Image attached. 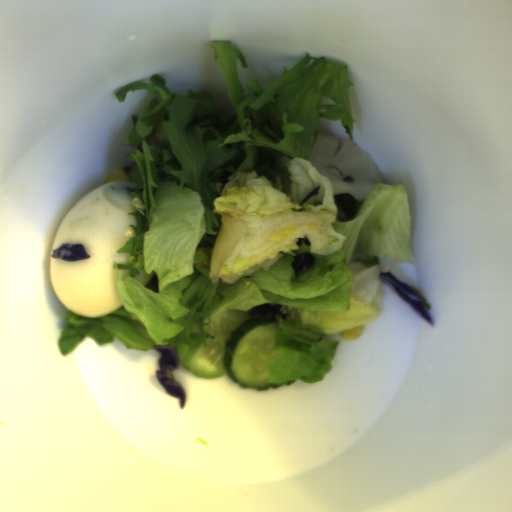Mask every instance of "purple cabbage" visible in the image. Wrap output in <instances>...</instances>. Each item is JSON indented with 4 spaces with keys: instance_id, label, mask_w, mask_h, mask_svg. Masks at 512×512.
Returning <instances> with one entry per match:
<instances>
[{
    "instance_id": "purple-cabbage-1",
    "label": "purple cabbage",
    "mask_w": 512,
    "mask_h": 512,
    "mask_svg": "<svg viewBox=\"0 0 512 512\" xmlns=\"http://www.w3.org/2000/svg\"><path fill=\"white\" fill-rule=\"evenodd\" d=\"M153 350L159 353L155 377L164 390L179 401V406L184 409L187 398L182 385L175 379L174 372L179 361L172 347L166 344H156Z\"/></svg>"
},
{
    "instance_id": "purple-cabbage-2",
    "label": "purple cabbage",
    "mask_w": 512,
    "mask_h": 512,
    "mask_svg": "<svg viewBox=\"0 0 512 512\" xmlns=\"http://www.w3.org/2000/svg\"><path fill=\"white\" fill-rule=\"evenodd\" d=\"M378 278L388 286L394 293L403 299L409 306H411L417 313H419L425 320L432 324V320L425 308L424 302L426 299L421 298L416 294L408 285L398 280L390 272H381Z\"/></svg>"
},
{
    "instance_id": "purple-cabbage-3",
    "label": "purple cabbage",
    "mask_w": 512,
    "mask_h": 512,
    "mask_svg": "<svg viewBox=\"0 0 512 512\" xmlns=\"http://www.w3.org/2000/svg\"><path fill=\"white\" fill-rule=\"evenodd\" d=\"M92 255L88 254L83 243L64 242L54 249L50 257L54 260H63L64 262H79L88 260Z\"/></svg>"
}]
</instances>
